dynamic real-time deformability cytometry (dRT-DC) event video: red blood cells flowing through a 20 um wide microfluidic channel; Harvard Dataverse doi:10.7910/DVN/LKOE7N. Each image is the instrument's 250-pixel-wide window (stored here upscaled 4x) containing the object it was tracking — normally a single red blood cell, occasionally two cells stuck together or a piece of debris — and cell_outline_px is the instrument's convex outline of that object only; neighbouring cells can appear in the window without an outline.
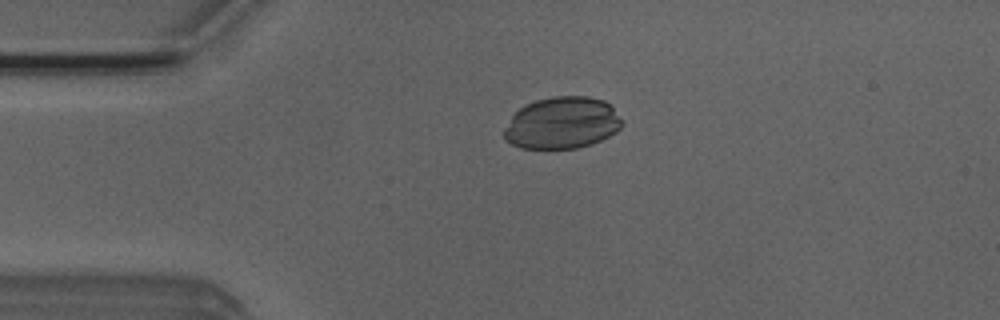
{"species": "Egyptian fruit bat (a non-hibernating species)", "species_latin": "Rousettus aegyptiacus", "temperature_condition": "room temperature", "stored_images_in_passage": 3, "camera_frame_rate_fps": 3000, "um_per_image_px": 0.085, "animal": {"sex": "male"}, "frame": {"image": 1, "passage_image": 2, "time_ms": 0.333, "image_size_px": [1000, 320], "cell_outline_px": [[624, 124], [616, 132], [600, 140], [576, 148], [520, 148], [504, 140], [504, 128], [512, 116], [520, 108], [536, 100], [552, 96], [588, 96], [604, 100], [612, 108]], "centroid_in_image_um": [47.76, 10.44], "position_along_channel_um": 37.2, "area_um2": 35.37}}